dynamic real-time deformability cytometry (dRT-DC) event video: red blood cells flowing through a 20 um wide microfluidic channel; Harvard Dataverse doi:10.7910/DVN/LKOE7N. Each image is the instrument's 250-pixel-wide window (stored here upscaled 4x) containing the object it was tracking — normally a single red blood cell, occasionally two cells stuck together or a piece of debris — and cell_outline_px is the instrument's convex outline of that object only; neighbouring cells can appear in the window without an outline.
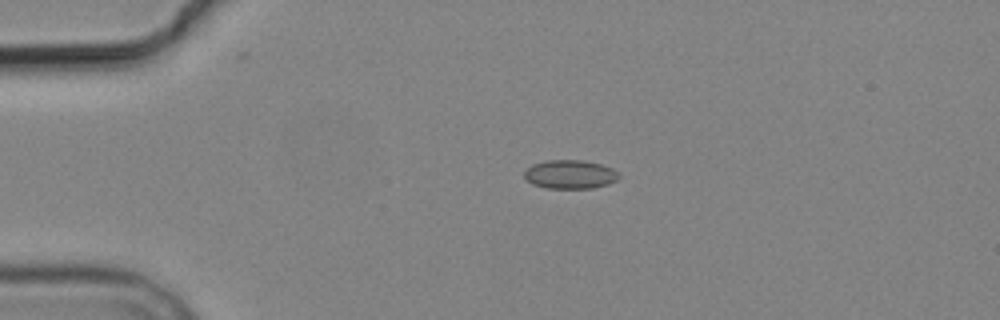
{"species": "common noctule bat (a hibernating species)", "species_latin": "Nyctalus noctula", "temperature_condition": "cold", "stored_images_in_passage": 4, "camera_frame_rate_fps": 3000, "um_per_image_px": 0.085, "animal": {"sex": "male", "body_mass_g": 19.2, "forearm_length_mm": 51.8}, "frame": {"image": 1, "passage_image": 3, "time_ms": 3.333, "image_size_px": [1000, 320], "cell_outline_px": [[620, 176], [616, 180], [608, 184], [592, 188], [544, 188], [532, 184], [524, 180], [524, 172], [532, 164], [544, 160], [584, 160], [600, 164], [612, 168]], "centroid_in_image_um": [48.41, 14.82], "position_along_channel_um": 36.6, "area_um2": 15.95}}